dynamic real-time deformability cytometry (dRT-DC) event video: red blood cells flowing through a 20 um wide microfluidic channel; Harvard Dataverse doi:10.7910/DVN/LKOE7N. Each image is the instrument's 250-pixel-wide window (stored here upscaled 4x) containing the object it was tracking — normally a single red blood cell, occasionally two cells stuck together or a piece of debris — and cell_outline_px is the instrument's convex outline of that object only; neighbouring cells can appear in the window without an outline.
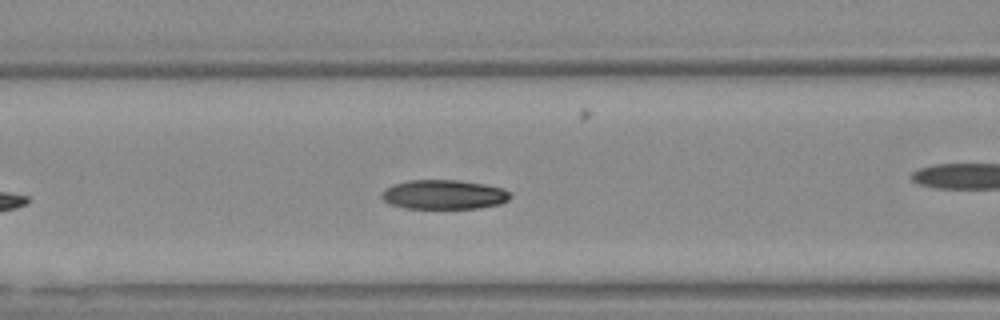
{"species": "Egyptian fruit bat (a non-hibernating species)", "species_latin": "Rousettus aegyptiacus", "temperature_condition": "warm", "stored_images_in_passage": 35, "camera_frame_rate_fps": 3000, "um_per_image_px": 0.085, "animal": {"sex": "female"}, "frame": {"image": 1, "passage_image": 11, "time_ms": 3.333, "image_size_px": [1000, 320], "cell_outline_px": [[512, 196], [508, 200], [500, 204], [480, 208], [408, 208], [388, 204], [380, 196], [384, 188], [392, 184], [408, 180], [456, 180], [484, 184], [504, 188]], "centroid_in_image_um": [37.71, 16.53], "position_along_channel_um": 128.9, "area_um2": 22.14}, "authors_computed_cell_mechanics": {"area_um2": 22.4264, "velocity_mm_per_s": 3.7385, "shape_relaxation_time_tau1_ms": 4.0602, "shape_relaxation_time_tau2_ms": 4.5459, "deformation_change_tau1": 0.1281, "deformation_change_tau2": 0.1015}}